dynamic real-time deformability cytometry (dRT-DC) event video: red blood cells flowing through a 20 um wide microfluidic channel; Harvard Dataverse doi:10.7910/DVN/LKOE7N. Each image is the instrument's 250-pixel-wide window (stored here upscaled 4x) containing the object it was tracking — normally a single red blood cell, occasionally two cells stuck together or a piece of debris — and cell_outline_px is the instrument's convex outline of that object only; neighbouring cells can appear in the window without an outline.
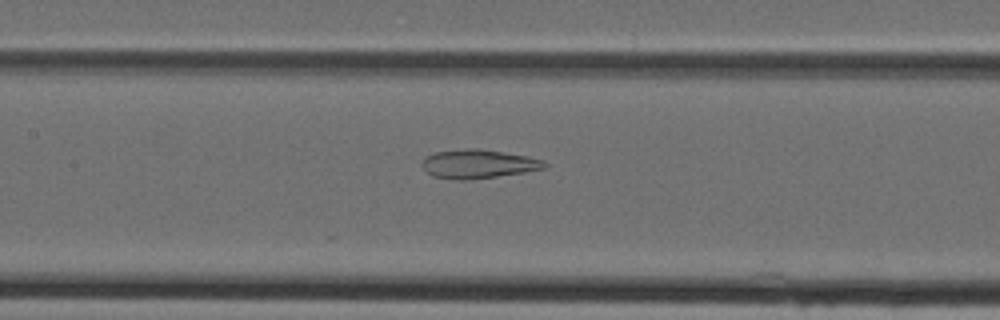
{"species": "Egyptian fruit bat (a non-hibernating species)", "species_latin": "Rousettus aegyptiacus", "temperature_condition": "cold", "stored_images_in_passage": 47, "camera_frame_rate_fps": 3000, "um_per_image_px": 0.085, "animal": {"sex": "female"}, "frame": {"image": 1, "passage_image": 22, "time_ms": 7.0, "image_size_px": [1000, 320], "cell_outline_px": [[548, 164], [544, 168], [524, 172], [468, 180], [456, 180], [432, 176], [420, 164], [424, 156], [436, 152], [468, 148], [476, 148], [528, 156], [544, 160]], "centroid_in_image_um": [40.62, 13.93], "position_along_channel_um": 166.8, "area_um2": 20.52}}
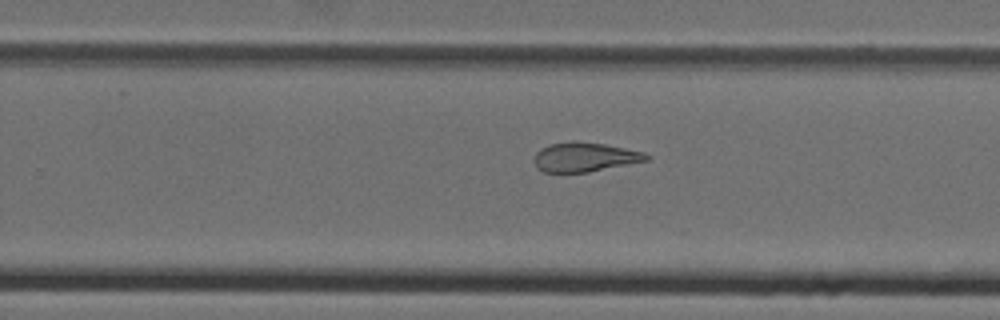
{"frame": {"image": 2, "passage_image": 30, "time_ms": 9.667, "image_size_px": [1000, 320], "cell_outline_px": [[652, 156], [648, 160], [588, 172], [544, 172], [536, 168], [536, 152], [540, 148], [552, 144], [572, 140], [604, 144], [644, 152]], "centroid_in_image_um": [49.71, 13.34], "position_along_channel_um": 280.1, "area_um2": 19.02}}
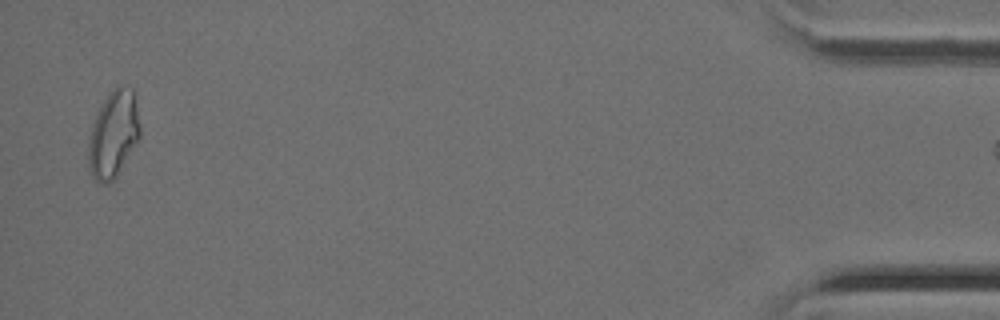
{"frame": {"image": 3, "passage_image": 46, "time_ms": 15.0, "image_size_px": [1000, 320], "cell_outline_px": [[140, 136], [112, 180], [96, 180], [92, 176], [88, 164], [88, 144], [92, 124], [104, 100], [116, 84], [120, 84], [132, 88], [140, 128]], "centroid_in_image_um": [9.62, 11.33], "position_along_channel_um": 425.6, "area_um2": 25.14}}